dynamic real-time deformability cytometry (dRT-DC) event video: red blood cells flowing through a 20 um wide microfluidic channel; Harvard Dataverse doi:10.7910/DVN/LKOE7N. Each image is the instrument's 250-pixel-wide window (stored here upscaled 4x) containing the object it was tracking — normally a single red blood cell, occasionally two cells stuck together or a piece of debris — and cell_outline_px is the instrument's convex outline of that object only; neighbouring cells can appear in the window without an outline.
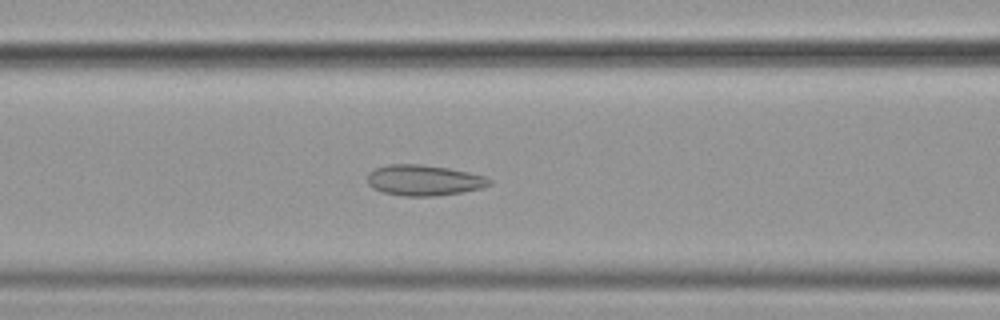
{"species": "common noctule bat (a hibernating species)", "species_latin": "Nyctalus noctula", "temperature_condition": "cold", "stored_images_in_passage": 44, "camera_frame_rate_fps": 3000, "um_per_image_px": 0.085, "animal": {"sex": "female", "body_mass_g": 19.9}, "frame": {"image": 1, "passage_image": 12, "time_ms": 3.667, "image_size_px": [1000, 320], "cell_outline_px": [[492, 184], [480, 188], [460, 192], [436, 196], [404, 196], [384, 192], [372, 188], [368, 184], [368, 172], [376, 168], [388, 164], [420, 164], [448, 168], [468, 172], [484, 176], [492, 180]], "centroid_in_image_um": [36.02, 15.32], "position_along_channel_um": 130.6, "area_um2": 21.73}}
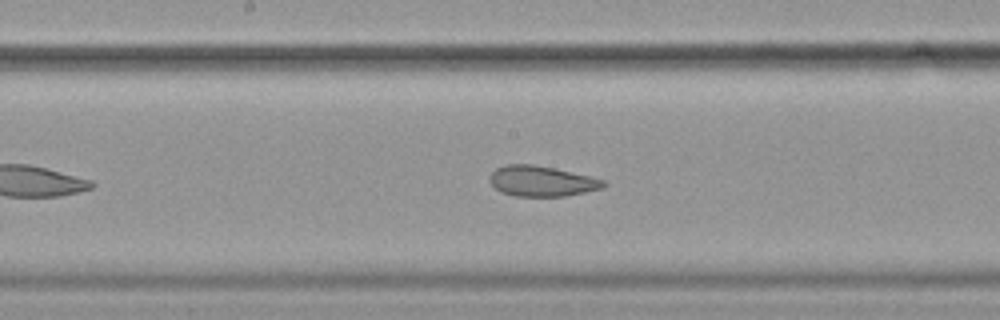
{"frame": {"image": 2, "passage_image": 18, "time_ms": 5.667, "image_size_px": [1000, 320], "cell_outline_px": [[608, 184], [604, 188], [564, 196], [516, 196], [500, 192], [488, 180], [492, 172], [496, 168], [504, 164], [532, 164], [556, 168], [604, 180]], "centroid_in_image_um": [46.03, 15.39], "position_along_channel_um": 202.2, "area_um2": 20.23}}
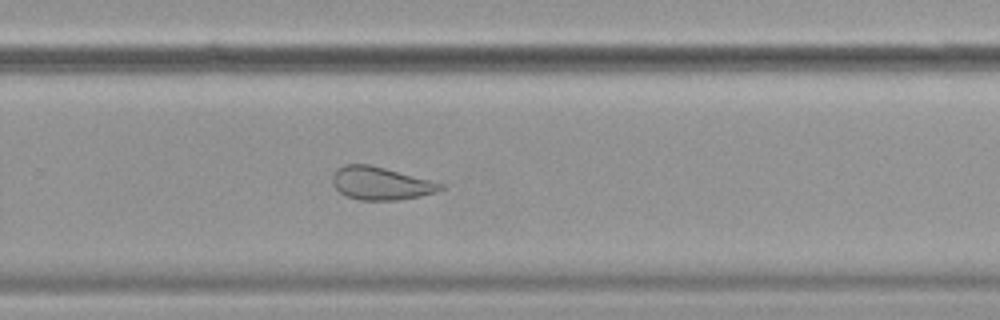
{"frame": {"image": 3, "passage_image": 26, "time_ms": 8.333, "image_size_px": [1000, 320], "cell_outline_px": [[444, 188], [436, 192], [420, 196], [396, 200], [360, 200], [348, 196], [340, 192], [332, 184], [332, 176], [336, 168], [344, 164], [368, 164], [384, 168], [444, 184]], "centroid_in_image_um": [32.32, 15.58], "position_along_channel_um": 297.5, "area_um2": 20.52}, "authors_computed_cell_mechanics": {"area_um2": 23.1489, "velocity_mm_per_s": 3.5845, "shape_relaxation_time_tau1_ms": null, "shape_relaxation_time_tau2_ms": 1.7648, "deformation_change_tau1": null, "deformation_change_tau2": 0.0769}}